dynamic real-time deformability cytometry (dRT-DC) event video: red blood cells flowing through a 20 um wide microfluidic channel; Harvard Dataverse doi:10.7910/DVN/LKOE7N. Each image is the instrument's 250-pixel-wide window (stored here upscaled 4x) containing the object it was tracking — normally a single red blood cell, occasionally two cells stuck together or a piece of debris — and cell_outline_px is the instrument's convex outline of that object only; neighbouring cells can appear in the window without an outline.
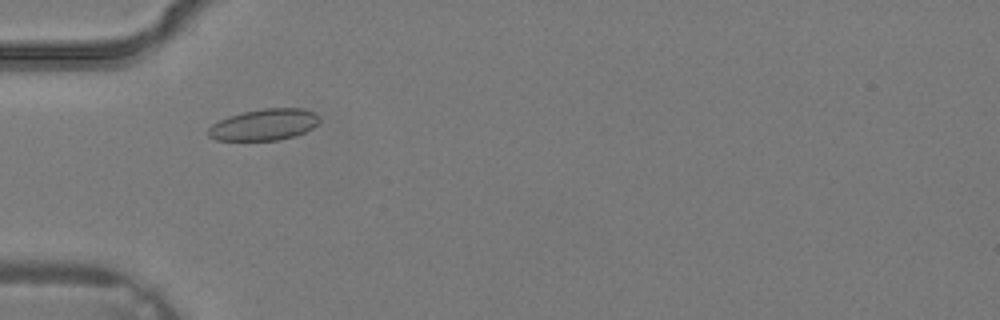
{"species": "common noctule bat (a hibernating species)", "species_latin": "Nyctalus noctula", "temperature_condition": "warm", "stored_images_in_passage": 1, "camera_frame_rate_fps": 3000, "um_per_image_px": 0.085, "animal": {"sex": "male", "body_mass_g": 19.2, "forearm_length_mm": 51.8}, "frame": {"image": 1, "passage_image": 1, "time_ms": 0.0, "image_size_px": [1000, 320], "cell_outline_px": [[320, 120], [312, 128], [296, 136], [280, 140], [216, 140], [208, 136], [208, 128], [212, 124], [228, 116], [244, 112], [264, 108], [300, 108], [316, 112]], "centroid_in_image_um": [22.46, 10.6], "position_along_channel_um": 62.5, "area_um2": 20.35}}